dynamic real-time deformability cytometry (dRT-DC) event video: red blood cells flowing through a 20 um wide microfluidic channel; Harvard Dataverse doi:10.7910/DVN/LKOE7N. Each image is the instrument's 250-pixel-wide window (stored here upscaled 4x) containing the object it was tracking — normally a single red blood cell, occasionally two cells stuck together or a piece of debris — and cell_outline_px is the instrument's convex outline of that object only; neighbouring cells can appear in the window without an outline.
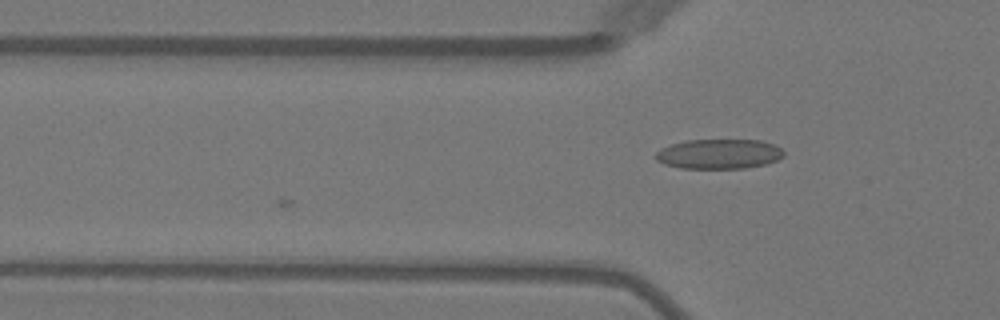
{"species": "Egyptian fruit bat (a non-hibernating species)", "species_latin": "Rousettus aegyptiacus", "temperature_condition": "warm", "stored_images_in_passage": 5, "camera_frame_rate_fps": 3000, "um_per_image_px": 0.085, "animal": {"sex": "female"}, "frame": {"image": 1, "passage_image": 5, "time_ms": 4.667, "image_size_px": [1000, 320], "cell_outline_px": [[784, 156], [776, 160], [764, 164], [744, 168], [680, 168], [664, 164], [656, 160], [656, 152], [660, 148], [672, 144], [688, 140], [760, 140], [776, 144], [784, 152]], "centroid_in_image_um": [61.11, 13.08], "position_along_channel_um": 64.7, "area_um2": 22.2}}